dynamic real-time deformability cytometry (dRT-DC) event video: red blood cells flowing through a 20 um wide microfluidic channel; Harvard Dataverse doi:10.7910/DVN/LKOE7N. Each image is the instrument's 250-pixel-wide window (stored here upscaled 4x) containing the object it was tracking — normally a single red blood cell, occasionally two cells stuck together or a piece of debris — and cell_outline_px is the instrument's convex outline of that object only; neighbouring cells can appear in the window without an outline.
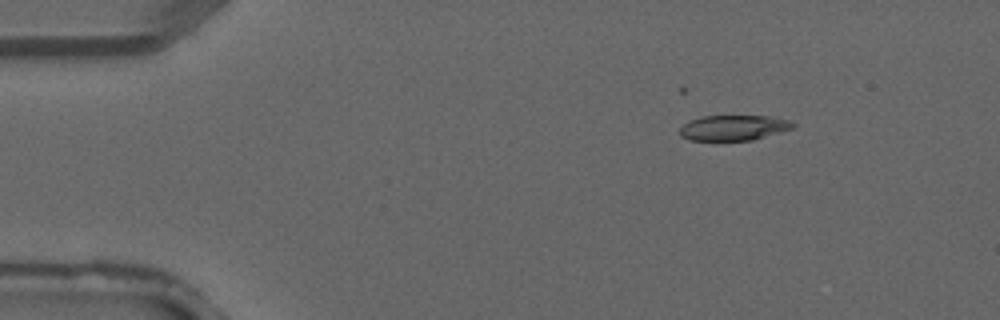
{"species": "common noctule bat (a hibernating species)", "species_latin": "Nyctalus noctula", "temperature_condition": "warm", "stored_images_in_passage": 4, "camera_frame_rate_fps": 3000, "um_per_image_px": 0.085, "animal": {"sex": "male", "forearm_length_mm": 52.5}, "frame": {"image": 1, "passage_image": 2, "time_ms": 0.333, "image_size_px": [1000, 320], "cell_outline_px": [[796, 124], [792, 128], [752, 140], [688, 140], [680, 136], [680, 128], [684, 124], [692, 120], [704, 116], [772, 116], [788, 120]], "centroid_in_image_um": [62.34, 10.86], "position_along_channel_um": 22.7, "area_um2": 16.47}}